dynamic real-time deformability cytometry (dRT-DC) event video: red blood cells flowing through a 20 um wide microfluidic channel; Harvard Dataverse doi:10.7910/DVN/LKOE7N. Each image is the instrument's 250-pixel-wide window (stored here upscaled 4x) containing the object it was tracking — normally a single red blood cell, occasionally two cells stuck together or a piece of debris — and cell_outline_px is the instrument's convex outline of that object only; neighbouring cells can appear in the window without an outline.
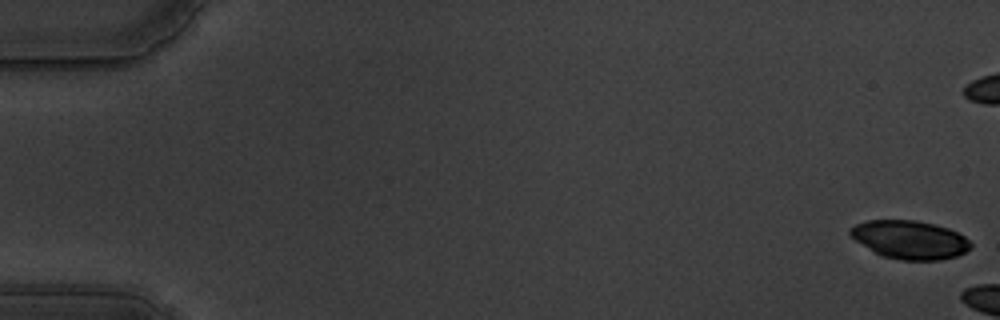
{"species": "common noctule bat (a hibernating species)", "species_latin": "Nyctalus noctula", "temperature_condition": "warm", "stored_images_in_passage": 11, "camera_frame_rate_fps": 3000, "um_per_image_px": 0.085, "animal": {"sex": "male", "body_mass_g": 19.5, "forearm_length_mm": 54.6}, "frame": {"image": 1, "passage_image": 1, "time_ms": 0.0, "image_size_px": [1000, 320], "cell_outline_px": [[972, 248], [956, 256], [940, 260], [900, 260], [880, 256], [856, 240], [848, 232], [848, 228], [856, 224], [868, 220], [916, 220], [948, 228], [964, 236], [972, 244]], "centroid_in_image_um": [77.32, 20.38], "position_along_channel_um": 7.7, "area_um2": 26.93}}